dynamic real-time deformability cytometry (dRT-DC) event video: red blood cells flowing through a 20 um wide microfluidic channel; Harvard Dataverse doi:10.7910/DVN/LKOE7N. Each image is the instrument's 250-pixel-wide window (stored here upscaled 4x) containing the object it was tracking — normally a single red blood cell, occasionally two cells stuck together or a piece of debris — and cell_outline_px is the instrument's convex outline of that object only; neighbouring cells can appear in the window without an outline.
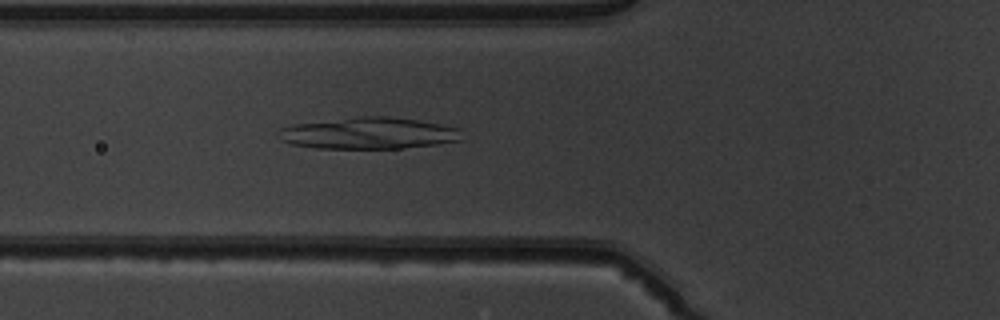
{"species": "common noctule bat (a hibernating species)", "species_latin": "Nyctalus noctula", "temperature_condition": "warm", "stored_images_in_passage": 50, "camera_frame_rate_fps": 3000, "um_per_image_px": 0.085, "animal": {"sex": "male", "body_mass_g": 19.5, "forearm_length_mm": 54.6}, "frame": {"image": 1, "passage_image": 19, "time_ms": 6.0, "image_size_px": [1000, 320], "cell_outline_px": [[464, 140], [436, 144], [404, 148], [316, 148], [292, 144], [280, 140], [276, 132], [280, 128], [292, 124], [360, 116], [388, 116], [416, 120], [440, 124], [456, 128]], "centroid_in_image_um": [31.28, 11.32], "position_along_channel_um": 94.5, "area_um2": 33.7}}
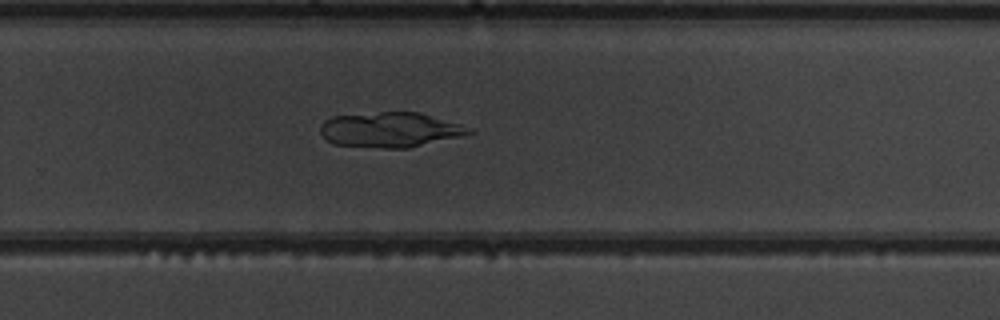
{"frame": {"image": 2, "passage_image": 34, "time_ms": 11.0, "image_size_px": [1000, 320], "cell_outline_px": [[476, 132], [460, 136], [408, 148], [380, 148], [332, 144], [320, 132], [320, 124], [324, 120], [332, 116], [380, 112], [420, 112], [460, 124], [472, 128]], "centroid_in_image_um": [33.15, 11.03], "position_along_channel_um": 296.6, "area_um2": 30.35}}
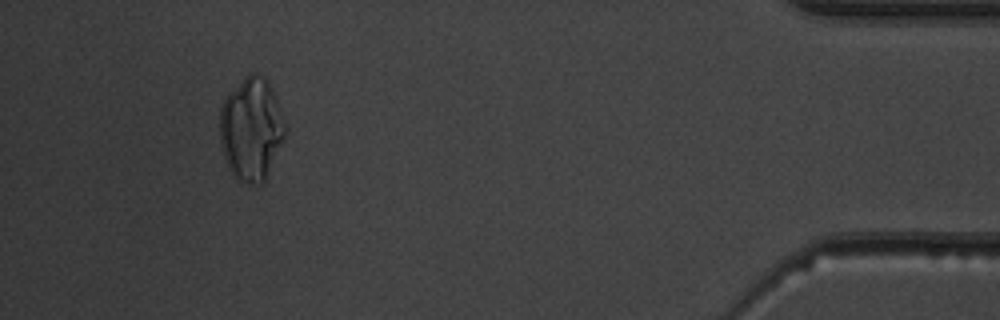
{"frame": {"image": 3, "passage_image": 47, "time_ms": 15.333, "image_size_px": [1000, 320], "cell_outline_px": [[288, 128], [268, 176], [264, 184], [248, 184], [236, 180], [228, 168], [224, 160], [220, 144], [220, 108], [224, 100], [252, 72], [256, 72], [264, 76], [268, 80], [272, 88]], "centroid_in_image_um": [21.38, 11.04], "position_along_channel_um": 413.8, "area_um2": 39.48}}